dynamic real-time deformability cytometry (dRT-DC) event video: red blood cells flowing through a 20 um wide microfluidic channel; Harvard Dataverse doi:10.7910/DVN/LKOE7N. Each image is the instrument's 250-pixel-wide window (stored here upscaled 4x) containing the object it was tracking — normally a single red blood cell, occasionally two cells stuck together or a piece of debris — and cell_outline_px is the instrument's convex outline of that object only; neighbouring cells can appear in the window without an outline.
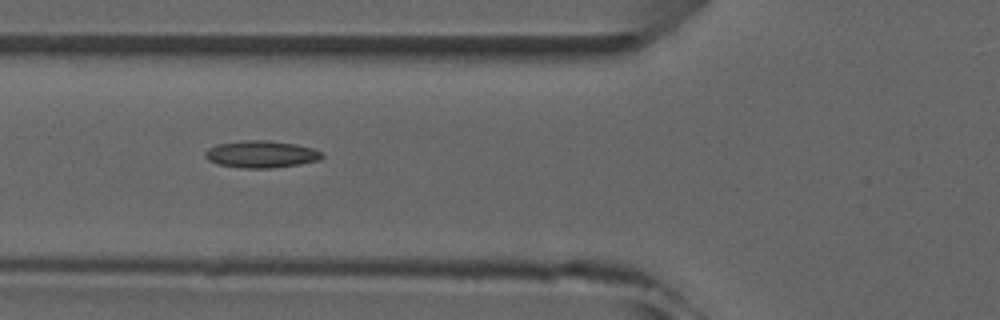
{"species": "common noctule bat (a hibernating species)", "species_latin": "Nyctalus noctula", "temperature_condition": "room temperature", "stored_images_in_passage": 9, "camera_frame_rate_fps": 3000, "um_per_image_px": 0.085, "animal": {"sex": "male", "forearm_length_mm": 52.5}, "frame": {"image": 1, "passage_image": 6, "time_ms": 5.667, "image_size_px": [1000, 320], "cell_outline_px": [[324, 156], [320, 160], [300, 164], [272, 168], [240, 168], [216, 164], [208, 160], [204, 156], [204, 152], [208, 148], [216, 144], [244, 140], [268, 140], [296, 144], [312, 148], [324, 152]], "centroid_in_image_um": [22.2, 13.11], "position_along_channel_um": 103.6, "area_um2": 18.73}}
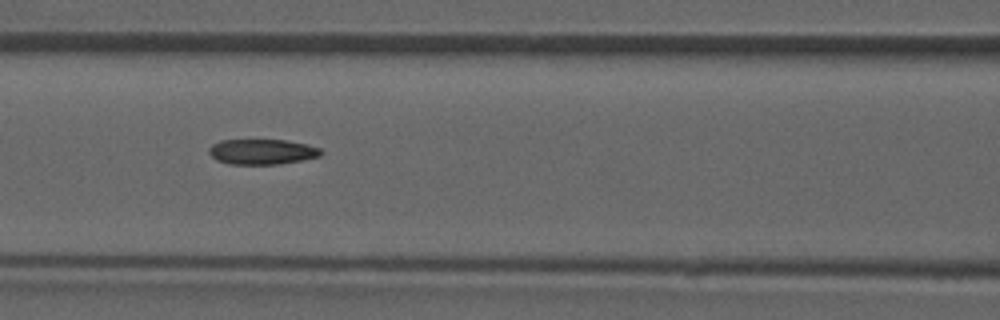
{"frame": {"image": 2, "passage_image": 7, "time_ms": 6.667, "image_size_px": [1000, 320], "cell_outline_px": [[324, 152], [320, 156], [300, 160], [276, 164], [228, 164], [216, 160], [208, 152], [208, 148], [212, 144], [220, 140], [284, 140], [308, 144], [320, 148]], "centroid_in_image_um": [22.26, 12.89], "position_along_channel_um": 144.3, "area_um2": 16.53}}